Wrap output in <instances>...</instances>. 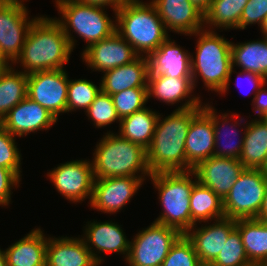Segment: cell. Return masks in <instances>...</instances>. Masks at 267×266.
Listing matches in <instances>:
<instances>
[{
    "instance_id": "obj_1",
    "label": "cell",
    "mask_w": 267,
    "mask_h": 266,
    "mask_svg": "<svg viewBox=\"0 0 267 266\" xmlns=\"http://www.w3.org/2000/svg\"><path fill=\"white\" fill-rule=\"evenodd\" d=\"M72 52L60 24L54 18L41 15L32 23L22 51L13 65L19 63L25 74L63 69Z\"/></svg>"
},
{
    "instance_id": "obj_2",
    "label": "cell",
    "mask_w": 267,
    "mask_h": 266,
    "mask_svg": "<svg viewBox=\"0 0 267 266\" xmlns=\"http://www.w3.org/2000/svg\"><path fill=\"white\" fill-rule=\"evenodd\" d=\"M201 109L174 110L164 118L159 114L152 141L146 149L151 173L186 172L185 140L191 119Z\"/></svg>"
},
{
    "instance_id": "obj_3",
    "label": "cell",
    "mask_w": 267,
    "mask_h": 266,
    "mask_svg": "<svg viewBox=\"0 0 267 266\" xmlns=\"http://www.w3.org/2000/svg\"><path fill=\"white\" fill-rule=\"evenodd\" d=\"M196 36V56L191 55V75L194 88L201 76L206 90L217 94L227 93L232 73L231 41L217 34L216 30L202 29L191 36ZM197 80V81H196ZM196 82V83H195Z\"/></svg>"
},
{
    "instance_id": "obj_4",
    "label": "cell",
    "mask_w": 267,
    "mask_h": 266,
    "mask_svg": "<svg viewBox=\"0 0 267 266\" xmlns=\"http://www.w3.org/2000/svg\"><path fill=\"white\" fill-rule=\"evenodd\" d=\"M94 150L91 162L95 180L111 177H139L146 180L152 175L146 149L118 133L109 130L97 142Z\"/></svg>"
},
{
    "instance_id": "obj_5",
    "label": "cell",
    "mask_w": 267,
    "mask_h": 266,
    "mask_svg": "<svg viewBox=\"0 0 267 266\" xmlns=\"http://www.w3.org/2000/svg\"><path fill=\"white\" fill-rule=\"evenodd\" d=\"M116 32L139 56L148 57L170 36L155 6L142 0H129L115 14Z\"/></svg>"
},
{
    "instance_id": "obj_6",
    "label": "cell",
    "mask_w": 267,
    "mask_h": 266,
    "mask_svg": "<svg viewBox=\"0 0 267 266\" xmlns=\"http://www.w3.org/2000/svg\"><path fill=\"white\" fill-rule=\"evenodd\" d=\"M158 191V199L163 207L154 222L177 229L186 234L196 224L191 219L190 195L197 182L195 173L159 172L149 177ZM194 179V180H193Z\"/></svg>"
},
{
    "instance_id": "obj_7",
    "label": "cell",
    "mask_w": 267,
    "mask_h": 266,
    "mask_svg": "<svg viewBox=\"0 0 267 266\" xmlns=\"http://www.w3.org/2000/svg\"><path fill=\"white\" fill-rule=\"evenodd\" d=\"M55 3L61 17L54 19L62 27L73 50L77 42L72 36L73 32L87 43L84 51L90 45L110 37L116 31V23H114L116 21L111 20V17L106 14L105 6L75 0H55ZM105 8L106 11H104Z\"/></svg>"
},
{
    "instance_id": "obj_8",
    "label": "cell",
    "mask_w": 267,
    "mask_h": 266,
    "mask_svg": "<svg viewBox=\"0 0 267 266\" xmlns=\"http://www.w3.org/2000/svg\"><path fill=\"white\" fill-rule=\"evenodd\" d=\"M267 188L263 169L245 168L223 200L225 217L234 220L255 219Z\"/></svg>"
},
{
    "instance_id": "obj_9",
    "label": "cell",
    "mask_w": 267,
    "mask_h": 266,
    "mask_svg": "<svg viewBox=\"0 0 267 266\" xmlns=\"http://www.w3.org/2000/svg\"><path fill=\"white\" fill-rule=\"evenodd\" d=\"M181 235L177 229L153 221L131 239L125 261L128 266H162Z\"/></svg>"
},
{
    "instance_id": "obj_10",
    "label": "cell",
    "mask_w": 267,
    "mask_h": 266,
    "mask_svg": "<svg viewBox=\"0 0 267 266\" xmlns=\"http://www.w3.org/2000/svg\"><path fill=\"white\" fill-rule=\"evenodd\" d=\"M65 69L28 74L27 97L47 109L57 119L67 113L69 76Z\"/></svg>"
},
{
    "instance_id": "obj_11",
    "label": "cell",
    "mask_w": 267,
    "mask_h": 266,
    "mask_svg": "<svg viewBox=\"0 0 267 266\" xmlns=\"http://www.w3.org/2000/svg\"><path fill=\"white\" fill-rule=\"evenodd\" d=\"M24 3L0 0V53L11 63L19 57L32 23ZM11 61V62H10Z\"/></svg>"
},
{
    "instance_id": "obj_12",
    "label": "cell",
    "mask_w": 267,
    "mask_h": 266,
    "mask_svg": "<svg viewBox=\"0 0 267 266\" xmlns=\"http://www.w3.org/2000/svg\"><path fill=\"white\" fill-rule=\"evenodd\" d=\"M47 177L68 201L76 204L89 199L90 203L95 181L91 161L76 159L60 163L47 172Z\"/></svg>"
},
{
    "instance_id": "obj_13",
    "label": "cell",
    "mask_w": 267,
    "mask_h": 266,
    "mask_svg": "<svg viewBox=\"0 0 267 266\" xmlns=\"http://www.w3.org/2000/svg\"><path fill=\"white\" fill-rule=\"evenodd\" d=\"M144 180L139 177H111L95 180L90 207L108 214L120 212L128 202H131Z\"/></svg>"
},
{
    "instance_id": "obj_14",
    "label": "cell",
    "mask_w": 267,
    "mask_h": 266,
    "mask_svg": "<svg viewBox=\"0 0 267 266\" xmlns=\"http://www.w3.org/2000/svg\"><path fill=\"white\" fill-rule=\"evenodd\" d=\"M139 55L116 31L108 38L90 45L82 54V60L92 71L102 73L135 60Z\"/></svg>"
},
{
    "instance_id": "obj_15",
    "label": "cell",
    "mask_w": 267,
    "mask_h": 266,
    "mask_svg": "<svg viewBox=\"0 0 267 266\" xmlns=\"http://www.w3.org/2000/svg\"><path fill=\"white\" fill-rule=\"evenodd\" d=\"M86 223L82 239L99 265L104 261L103 257L100 256L101 253L123 254L125 255L123 258L127 259L130 240L126 238L121 225L112 220L104 222L94 220Z\"/></svg>"
},
{
    "instance_id": "obj_16",
    "label": "cell",
    "mask_w": 267,
    "mask_h": 266,
    "mask_svg": "<svg viewBox=\"0 0 267 266\" xmlns=\"http://www.w3.org/2000/svg\"><path fill=\"white\" fill-rule=\"evenodd\" d=\"M57 121L47 109L26 97L2 118L0 125L20 138L42 129L49 130Z\"/></svg>"
},
{
    "instance_id": "obj_17",
    "label": "cell",
    "mask_w": 267,
    "mask_h": 266,
    "mask_svg": "<svg viewBox=\"0 0 267 266\" xmlns=\"http://www.w3.org/2000/svg\"><path fill=\"white\" fill-rule=\"evenodd\" d=\"M197 224L185 235L192 242L198 259L204 266H209L227 242L229 234L236 228V220L223 217L213 223ZM197 227V228H196Z\"/></svg>"
},
{
    "instance_id": "obj_18",
    "label": "cell",
    "mask_w": 267,
    "mask_h": 266,
    "mask_svg": "<svg viewBox=\"0 0 267 266\" xmlns=\"http://www.w3.org/2000/svg\"><path fill=\"white\" fill-rule=\"evenodd\" d=\"M244 169L239 159L212 156L199 163L192 171L200 184L210 188L224 200Z\"/></svg>"
},
{
    "instance_id": "obj_19",
    "label": "cell",
    "mask_w": 267,
    "mask_h": 266,
    "mask_svg": "<svg viewBox=\"0 0 267 266\" xmlns=\"http://www.w3.org/2000/svg\"><path fill=\"white\" fill-rule=\"evenodd\" d=\"M192 78H172L163 74L149 73L147 83L148 101L151 97L169 105L179 103L175 110L202 107L201 96H194ZM192 96V97H191Z\"/></svg>"
},
{
    "instance_id": "obj_20",
    "label": "cell",
    "mask_w": 267,
    "mask_h": 266,
    "mask_svg": "<svg viewBox=\"0 0 267 266\" xmlns=\"http://www.w3.org/2000/svg\"><path fill=\"white\" fill-rule=\"evenodd\" d=\"M167 32L191 34L204 29V12L190 0H151Z\"/></svg>"
},
{
    "instance_id": "obj_21",
    "label": "cell",
    "mask_w": 267,
    "mask_h": 266,
    "mask_svg": "<svg viewBox=\"0 0 267 266\" xmlns=\"http://www.w3.org/2000/svg\"><path fill=\"white\" fill-rule=\"evenodd\" d=\"M215 133L212 119L201 109L192 119L185 140L186 171L214 156Z\"/></svg>"
},
{
    "instance_id": "obj_22",
    "label": "cell",
    "mask_w": 267,
    "mask_h": 266,
    "mask_svg": "<svg viewBox=\"0 0 267 266\" xmlns=\"http://www.w3.org/2000/svg\"><path fill=\"white\" fill-rule=\"evenodd\" d=\"M202 110L212 119V122H213L214 133H215L214 156L239 159L242 149H243L244 131L242 132L243 134L242 135L241 133H239L241 131L236 129V127L241 126L240 124L243 122L244 118L243 117L240 118L239 114H236V113H232L231 115L229 113H225V114L221 113L219 115L217 114L215 107L214 106L212 107V105L209 104V102L207 104L204 103V105L202 106ZM221 130L224 132H222ZM223 135L227 137L226 138L227 140L224 138ZM239 135H241L240 136L241 138L240 139L238 138V141H235L237 139L233 137L235 136L239 137ZM232 138L234 139V141L232 140Z\"/></svg>"
},
{
    "instance_id": "obj_23",
    "label": "cell",
    "mask_w": 267,
    "mask_h": 266,
    "mask_svg": "<svg viewBox=\"0 0 267 266\" xmlns=\"http://www.w3.org/2000/svg\"><path fill=\"white\" fill-rule=\"evenodd\" d=\"M191 54L169 37L147 57L149 73L163 74L172 78H192Z\"/></svg>"
},
{
    "instance_id": "obj_24",
    "label": "cell",
    "mask_w": 267,
    "mask_h": 266,
    "mask_svg": "<svg viewBox=\"0 0 267 266\" xmlns=\"http://www.w3.org/2000/svg\"><path fill=\"white\" fill-rule=\"evenodd\" d=\"M46 266H99L80 237H48Z\"/></svg>"
},
{
    "instance_id": "obj_25",
    "label": "cell",
    "mask_w": 267,
    "mask_h": 266,
    "mask_svg": "<svg viewBox=\"0 0 267 266\" xmlns=\"http://www.w3.org/2000/svg\"><path fill=\"white\" fill-rule=\"evenodd\" d=\"M149 61L146 56H138L135 60L103 73L101 90L113 95L129 88H147Z\"/></svg>"
},
{
    "instance_id": "obj_26",
    "label": "cell",
    "mask_w": 267,
    "mask_h": 266,
    "mask_svg": "<svg viewBox=\"0 0 267 266\" xmlns=\"http://www.w3.org/2000/svg\"><path fill=\"white\" fill-rule=\"evenodd\" d=\"M45 235L44 231L37 227L6 248L8 266H46L48 237Z\"/></svg>"
},
{
    "instance_id": "obj_27",
    "label": "cell",
    "mask_w": 267,
    "mask_h": 266,
    "mask_svg": "<svg viewBox=\"0 0 267 266\" xmlns=\"http://www.w3.org/2000/svg\"><path fill=\"white\" fill-rule=\"evenodd\" d=\"M244 143L239 161L245 168L264 169L267 162V119L255 118L244 128Z\"/></svg>"
},
{
    "instance_id": "obj_28",
    "label": "cell",
    "mask_w": 267,
    "mask_h": 266,
    "mask_svg": "<svg viewBox=\"0 0 267 266\" xmlns=\"http://www.w3.org/2000/svg\"><path fill=\"white\" fill-rule=\"evenodd\" d=\"M232 67L241 71L252 72L267 80V36L261 40L231 42Z\"/></svg>"
},
{
    "instance_id": "obj_29",
    "label": "cell",
    "mask_w": 267,
    "mask_h": 266,
    "mask_svg": "<svg viewBox=\"0 0 267 266\" xmlns=\"http://www.w3.org/2000/svg\"><path fill=\"white\" fill-rule=\"evenodd\" d=\"M159 114L150 107L134 112L120 120L118 134L147 149L152 141Z\"/></svg>"
},
{
    "instance_id": "obj_30",
    "label": "cell",
    "mask_w": 267,
    "mask_h": 266,
    "mask_svg": "<svg viewBox=\"0 0 267 266\" xmlns=\"http://www.w3.org/2000/svg\"><path fill=\"white\" fill-rule=\"evenodd\" d=\"M245 252L249 261L261 266L267 259V222L257 219L236 220Z\"/></svg>"
},
{
    "instance_id": "obj_31",
    "label": "cell",
    "mask_w": 267,
    "mask_h": 266,
    "mask_svg": "<svg viewBox=\"0 0 267 266\" xmlns=\"http://www.w3.org/2000/svg\"><path fill=\"white\" fill-rule=\"evenodd\" d=\"M190 213L195 224L208 221L211 223L213 220L225 217L223 200L210 188L197 181L190 195Z\"/></svg>"
},
{
    "instance_id": "obj_32",
    "label": "cell",
    "mask_w": 267,
    "mask_h": 266,
    "mask_svg": "<svg viewBox=\"0 0 267 266\" xmlns=\"http://www.w3.org/2000/svg\"><path fill=\"white\" fill-rule=\"evenodd\" d=\"M248 1L212 0L210 8L204 13V28L212 31L239 29L240 18Z\"/></svg>"
},
{
    "instance_id": "obj_33",
    "label": "cell",
    "mask_w": 267,
    "mask_h": 266,
    "mask_svg": "<svg viewBox=\"0 0 267 266\" xmlns=\"http://www.w3.org/2000/svg\"><path fill=\"white\" fill-rule=\"evenodd\" d=\"M28 74L10 66L0 75V121L27 97Z\"/></svg>"
},
{
    "instance_id": "obj_34",
    "label": "cell",
    "mask_w": 267,
    "mask_h": 266,
    "mask_svg": "<svg viewBox=\"0 0 267 266\" xmlns=\"http://www.w3.org/2000/svg\"><path fill=\"white\" fill-rule=\"evenodd\" d=\"M101 91L99 86L87 79H69L67 95V113L89 108Z\"/></svg>"
},
{
    "instance_id": "obj_35",
    "label": "cell",
    "mask_w": 267,
    "mask_h": 266,
    "mask_svg": "<svg viewBox=\"0 0 267 266\" xmlns=\"http://www.w3.org/2000/svg\"><path fill=\"white\" fill-rule=\"evenodd\" d=\"M249 261L240 232L235 228L222 247L221 252L209 266H252Z\"/></svg>"
},
{
    "instance_id": "obj_36",
    "label": "cell",
    "mask_w": 267,
    "mask_h": 266,
    "mask_svg": "<svg viewBox=\"0 0 267 266\" xmlns=\"http://www.w3.org/2000/svg\"><path fill=\"white\" fill-rule=\"evenodd\" d=\"M89 120L93 121L95 128L106 127L119 122L120 118L115 110L111 95L104 93L102 90L91 103L89 108L84 111Z\"/></svg>"
},
{
    "instance_id": "obj_37",
    "label": "cell",
    "mask_w": 267,
    "mask_h": 266,
    "mask_svg": "<svg viewBox=\"0 0 267 266\" xmlns=\"http://www.w3.org/2000/svg\"><path fill=\"white\" fill-rule=\"evenodd\" d=\"M111 97L120 119L147 107V88H129L115 93Z\"/></svg>"
},
{
    "instance_id": "obj_38",
    "label": "cell",
    "mask_w": 267,
    "mask_h": 266,
    "mask_svg": "<svg viewBox=\"0 0 267 266\" xmlns=\"http://www.w3.org/2000/svg\"><path fill=\"white\" fill-rule=\"evenodd\" d=\"M162 266H204L198 259L192 242L182 234L172 245Z\"/></svg>"
},
{
    "instance_id": "obj_39",
    "label": "cell",
    "mask_w": 267,
    "mask_h": 266,
    "mask_svg": "<svg viewBox=\"0 0 267 266\" xmlns=\"http://www.w3.org/2000/svg\"><path fill=\"white\" fill-rule=\"evenodd\" d=\"M16 137L0 125V166L12 170L21 179V152Z\"/></svg>"
},
{
    "instance_id": "obj_40",
    "label": "cell",
    "mask_w": 267,
    "mask_h": 266,
    "mask_svg": "<svg viewBox=\"0 0 267 266\" xmlns=\"http://www.w3.org/2000/svg\"><path fill=\"white\" fill-rule=\"evenodd\" d=\"M266 15L267 0H249L240 18L239 29L244 30L252 24L261 27Z\"/></svg>"
},
{
    "instance_id": "obj_41",
    "label": "cell",
    "mask_w": 267,
    "mask_h": 266,
    "mask_svg": "<svg viewBox=\"0 0 267 266\" xmlns=\"http://www.w3.org/2000/svg\"><path fill=\"white\" fill-rule=\"evenodd\" d=\"M21 179L10 169L0 166V206H8L11 202L13 188H18Z\"/></svg>"
},
{
    "instance_id": "obj_42",
    "label": "cell",
    "mask_w": 267,
    "mask_h": 266,
    "mask_svg": "<svg viewBox=\"0 0 267 266\" xmlns=\"http://www.w3.org/2000/svg\"><path fill=\"white\" fill-rule=\"evenodd\" d=\"M267 82L256 92L252 99L253 110L258 118L267 119Z\"/></svg>"
},
{
    "instance_id": "obj_43",
    "label": "cell",
    "mask_w": 267,
    "mask_h": 266,
    "mask_svg": "<svg viewBox=\"0 0 267 266\" xmlns=\"http://www.w3.org/2000/svg\"><path fill=\"white\" fill-rule=\"evenodd\" d=\"M244 75V76H243ZM246 75V76H245ZM243 76V77H242ZM240 77H242V78H247V82H248V84H252L251 86H252V93H254L253 94V98H254V96H255V94H256V92L267 82V80L265 79V78H263V77H261V76H259V75H257V74H254V73H252V72H246V71H241L240 70V72H238V75H237V78L235 79L236 80V85L239 87V85H241V80L240 79H242V78H240ZM240 78V79H239ZM243 80V79H242ZM251 88V87H250ZM247 93H249V92H247Z\"/></svg>"
},
{
    "instance_id": "obj_44",
    "label": "cell",
    "mask_w": 267,
    "mask_h": 266,
    "mask_svg": "<svg viewBox=\"0 0 267 266\" xmlns=\"http://www.w3.org/2000/svg\"><path fill=\"white\" fill-rule=\"evenodd\" d=\"M75 1L93 5H100L105 7L109 6L114 11L115 15L116 11L129 0H75Z\"/></svg>"
},
{
    "instance_id": "obj_45",
    "label": "cell",
    "mask_w": 267,
    "mask_h": 266,
    "mask_svg": "<svg viewBox=\"0 0 267 266\" xmlns=\"http://www.w3.org/2000/svg\"><path fill=\"white\" fill-rule=\"evenodd\" d=\"M255 219L262 221V222H267V188L265 191L261 209L258 213V216Z\"/></svg>"
},
{
    "instance_id": "obj_46",
    "label": "cell",
    "mask_w": 267,
    "mask_h": 266,
    "mask_svg": "<svg viewBox=\"0 0 267 266\" xmlns=\"http://www.w3.org/2000/svg\"><path fill=\"white\" fill-rule=\"evenodd\" d=\"M190 1L204 13L210 8L212 2V0H190Z\"/></svg>"
},
{
    "instance_id": "obj_47",
    "label": "cell",
    "mask_w": 267,
    "mask_h": 266,
    "mask_svg": "<svg viewBox=\"0 0 267 266\" xmlns=\"http://www.w3.org/2000/svg\"><path fill=\"white\" fill-rule=\"evenodd\" d=\"M11 66V63L0 53V75L5 72L9 67Z\"/></svg>"
},
{
    "instance_id": "obj_48",
    "label": "cell",
    "mask_w": 267,
    "mask_h": 266,
    "mask_svg": "<svg viewBox=\"0 0 267 266\" xmlns=\"http://www.w3.org/2000/svg\"><path fill=\"white\" fill-rule=\"evenodd\" d=\"M0 266H8L5 250L0 248Z\"/></svg>"
},
{
    "instance_id": "obj_49",
    "label": "cell",
    "mask_w": 267,
    "mask_h": 266,
    "mask_svg": "<svg viewBox=\"0 0 267 266\" xmlns=\"http://www.w3.org/2000/svg\"><path fill=\"white\" fill-rule=\"evenodd\" d=\"M260 32H262V36H267V15L265 16L262 26L260 27Z\"/></svg>"
},
{
    "instance_id": "obj_50",
    "label": "cell",
    "mask_w": 267,
    "mask_h": 266,
    "mask_svg": "<svg viewBox=\"0 0 267 266\" xmlns=\"http://www.w3.org/2000/svg\"><path fill=\"white\" fill-rule=\"evenodd\" d=\"M24 1L27 2V0H6V2H15V3H23Z\"/></svg>"
},
{
    "instance_id": "obj_51",
    "label": "cell",
    "mask_w": 267,
    "mask_h": 266,
    "mask_svg": "<svg viewBox=\"0 0 267 266\" xmlns=\"http://www.w3.org/2000/svg\"><path fill=\"white\" fill-rule=\"evenodd\" d=\"M261 266H267V259L262 263Z\"/></svg>"
},
{
    "instance_id": "obj_52",
    "label": "cell",
    "mask_w": 267,
    "mask_h": 266,
    "mask_svg": "<svg viewBox=\"0 0 267 266\" xmlns=\"http://www.w3.org/2000/svg\"><path fill=\"white\" fill-rule=\"evenodd\" d=\"M263 170L267 173V162H266L265 168Z\"/></svg>"
}]
</instances>
